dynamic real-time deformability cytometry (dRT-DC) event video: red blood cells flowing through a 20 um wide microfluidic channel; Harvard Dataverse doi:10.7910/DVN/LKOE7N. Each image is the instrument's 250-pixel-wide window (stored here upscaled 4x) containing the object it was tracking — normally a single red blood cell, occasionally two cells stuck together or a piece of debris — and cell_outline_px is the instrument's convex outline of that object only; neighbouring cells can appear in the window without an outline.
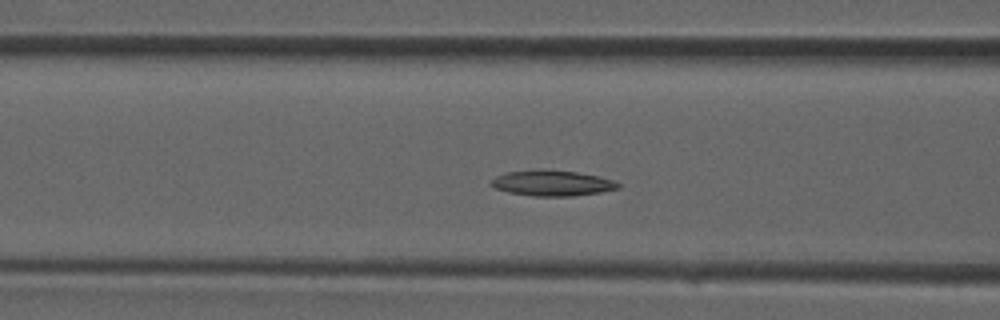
{"species": "common noctule bat (a hibernating species)", "species_latin": "Nyctalus noctula", "temperature_condition": "room temperature", "stored_images_in_passage": 32, "camera_frame_rate_fps": 3000, "um_per_image_px": 0.085, "animal": {"sex": "male", "forearm_length_mm": 52.5}, "frame": {"image": 1, "passage_image": 9, "time_ms": 2.667, "image_size_px": [1000, 320], "cell_outline_px": [[620, 188], [600, 192], [572, 196], [532, 196], [508, 192], [496, 188], [488, 184], [496, 176], [508, 172], [540, 168], [544, 168], [576, 172], [596, 176], [612, 180], [620, 184]], "centroid_in_image_um": [46.9, 15.55], "position_along_channel_um": 119.7, "area_um2": 19.02}}
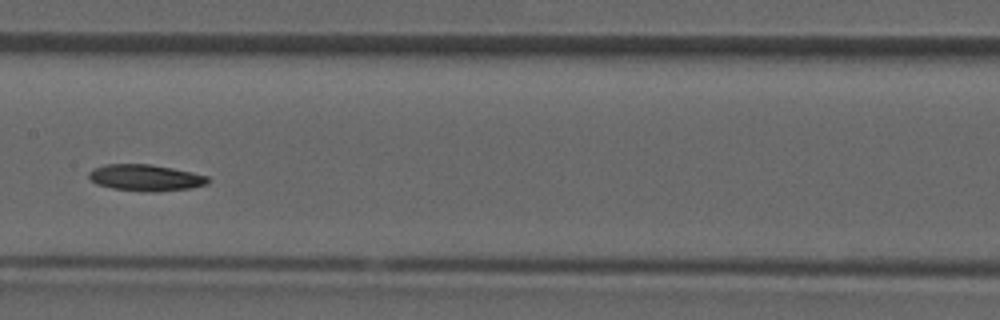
{"frame": {"image": 2, "passage_image": 13, "time_ms": 4.0, "image_size_px": [1000, 320], "cell_outline_px": [[212, 180], [208, 184], [192, 188], [156, 192], [148, 192], [112, 188], [96, 184], [88, 176], [88, 172], [92, 168], [104, 164], [148, 164], [172, 168], [192, 172], [208, 176]], "centroid_in_image_um": [12.39, 15.11], "position_along_channel_um": 195.0, "area_um2": 18.55}}
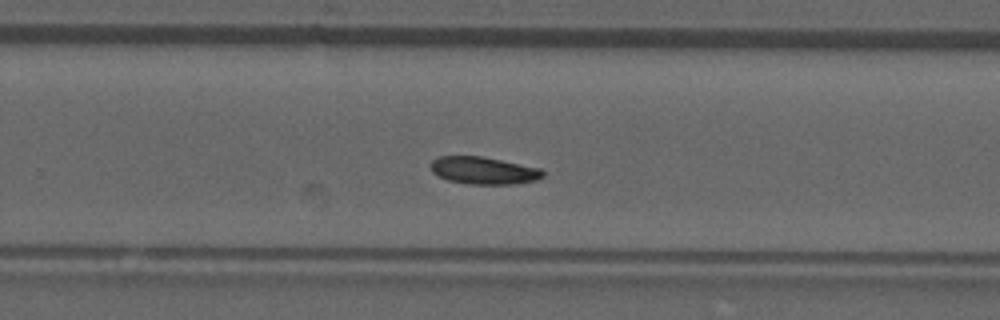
{"frame": {"image": 3, "passage_image": 18, "time_ms": 5.667, "image_size_px": [1000, 320], "cell_outline_px": [[544, 176], [536, 180], [516, 184], [468, 184], [448, 180], [432, 172], [432, 160], [440, 156], [480, 156], [540, 168], [544, 172]], "centroid_in_image_um": [41.13, 14.5], "position_along_channel_um": 288.7, "area_um2": 17.69}}